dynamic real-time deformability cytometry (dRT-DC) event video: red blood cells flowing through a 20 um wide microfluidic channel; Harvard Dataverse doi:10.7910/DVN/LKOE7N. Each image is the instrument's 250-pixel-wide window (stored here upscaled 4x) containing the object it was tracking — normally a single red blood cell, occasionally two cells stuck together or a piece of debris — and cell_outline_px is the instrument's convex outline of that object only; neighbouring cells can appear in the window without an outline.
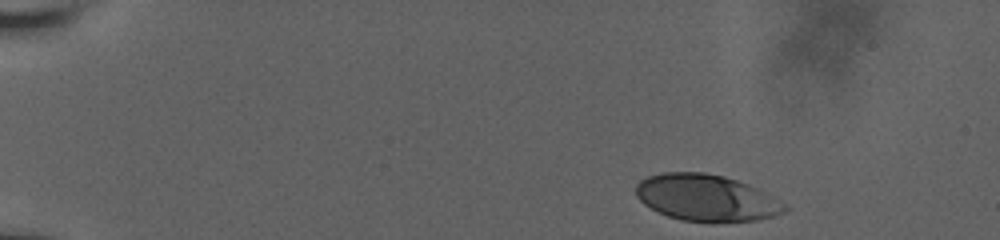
{"species": "human", "species_latin": "Homo sapiens", "temperature_condition": "room temperature", "stored_images_in_passage": 42, "camera_frame_rate_fps": 3000, "um_per_image_px": 0.085, "donor": {"sex": "male"}, "frame": {"image": 1, "passage_image": 1, "time_ms": 0.0, "image_size_px": [1000, 240], "cell_outline_px": [[788, 208], [784, 212], [772, 216], [756, 220], [680, 220], [668, 216], [644, 204], [636, 196], [636, 184], [640, 180], [648, 176], [664, 172], [704, 172], [724, 176], [748, 184], [788, 204]], "centroid_in_image_um": [60.03, 16.78], "position_along_channel_um": 25.0, "area_um2": 39.71}}
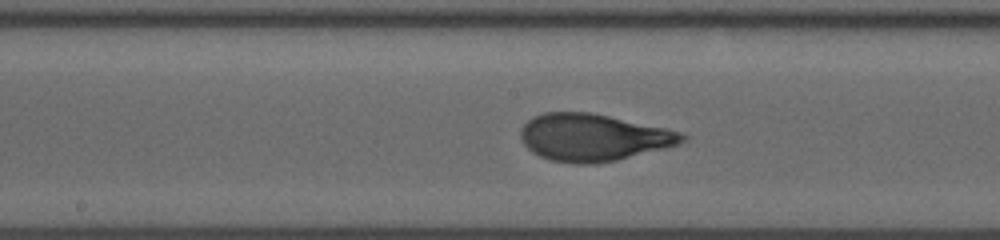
{"frame": {"image": 2, "passage_image": 24, "time_ms": 7.667, "image_size_px": [1000, 240], "cell_outline_px": [[688, 136], [684, 140], [676, 144], [664, 148], [616, 160], [596, 164], [576, 164], [552, 160], [540, 156], [532, 152], [524, 144], [520, 136], [520, 128], [532, 116], [544, 112], [592, 112], [664, 128], [680, 132]], "centroid_in_image_um": [50.37, 11.67], "position_along_channel_um": 197.8, "area_um2": 44.16}}
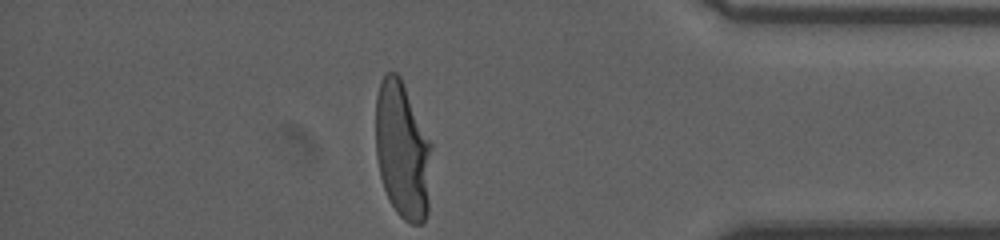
{"frame": {"image": 3, "passage_image": 42, "time_ms": 13.667, "image_size_px": [1000, 240], "cell_outline_px": [[432, 148], [428, 212], [424, 220], [420, 224], [412, 224], [404, 220], [396, 212], [388, 200], [380, 176], [376, 156], [376, 96], [380, 80], [388, 72], [396, 72], [400, 76], [432, 144]], "centroid_in_image_um": [34.21, 12.8], "position_along_channel_um": 401.0, "area_um2": 45.03}, "authors_computed_cell_mechanics": {"area_um2": 43.1766, "velocity_mm_per_s": 3.8203, "shape_relaxation_time_tau1_ms": 3.6577, "shape_relaxation_time_tau2_ms": null, "deformation_change_tau1": 0.2115, "deformation_change_tau2": null}}